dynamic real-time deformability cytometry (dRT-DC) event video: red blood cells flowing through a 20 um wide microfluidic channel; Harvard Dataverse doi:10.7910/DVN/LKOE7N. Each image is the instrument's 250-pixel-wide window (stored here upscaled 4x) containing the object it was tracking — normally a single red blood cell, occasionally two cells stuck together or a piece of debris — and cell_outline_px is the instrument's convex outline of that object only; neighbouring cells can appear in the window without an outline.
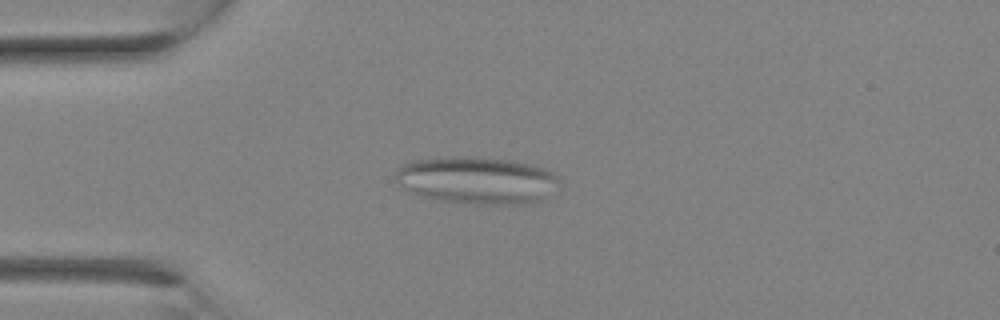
{"species": "Egyptian fruit bat (a non-hibernating species)", "species_latin": "Rousettus aegyptiacus", "temperature_condition": "room temperature", "stored_images_in_passage": 9, "camera_frame_rate_fps": 3000, "um_per_image_px": 0.085, "animal": {"sex": "female"}, "frame": {"image": 1, "passage_image": 6, "time_ms": 1.667, "image_size_px": [1000, 320], "cell_outline_px": [[560, 180], [544, 200], [528, 204], [476, 204], [440, 200], [420, 196], [404, 188], [396, 180], [396, 168], [400, 164], [412, 160], [444, 156], [476, 156], [512, 160], [544, 168], [560, 176]], "centroid_in_image_um": [40.52, 15.31], "position_along_channel_um": 44.5, "area_um2": 45.6}}
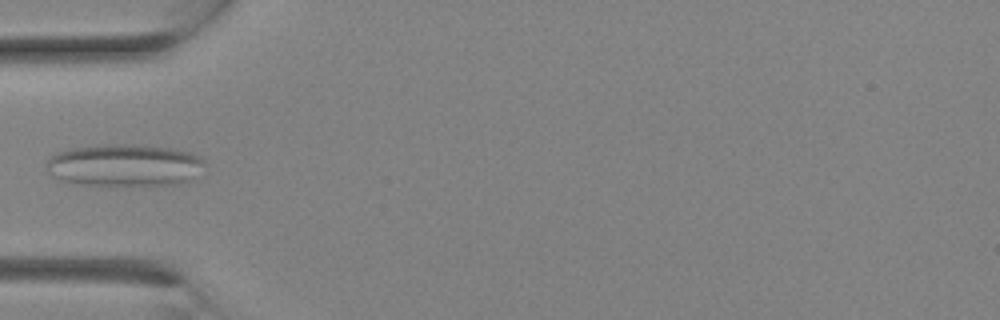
{"frame": {"image": 2, "passage_image": 8, "time_ms": 2.333, "image_size_px": [1000, 320], "cell_outline_px": [[204, 164], [188, 180], [176, 184], [132, 188], [116, 188], [80, 184], [64, 180], [52, 176], [44, 168], [44, 164], [56, 152], [68, 148], [104, 144], [132, 144], [172, 148], [192, 152], [200, 156], [204, 160]], "centroid_in_image_um": [10.53, 14.08], "position_along_channel_um": 74.5, "area_um2": 40.17}}